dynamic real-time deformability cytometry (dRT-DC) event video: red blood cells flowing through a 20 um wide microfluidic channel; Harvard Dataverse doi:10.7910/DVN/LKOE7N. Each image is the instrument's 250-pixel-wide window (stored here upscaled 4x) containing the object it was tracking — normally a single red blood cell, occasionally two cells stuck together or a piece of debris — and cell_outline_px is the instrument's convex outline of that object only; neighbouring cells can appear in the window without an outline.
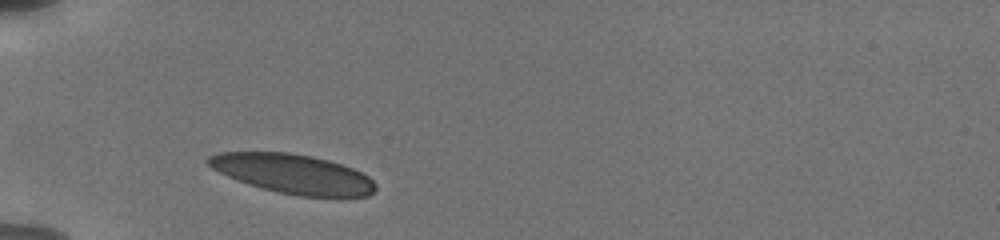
{"species": "human", "species_latin": "Homo sapiens", "temperature_condition": "cold", "stored_images_in_passage": 25, "camera_frame_rate_fps": 3000, "um_per_image_px": 0.085, "donor": {"sex": "male"}, "frame": {"image": 1, "passage_image": 1, "time_ms": 0.0, "image_size_px": [1000, 240], "cell_outline_px": [[376, 188], [368, 196], [300, 196], [276, 192], [248, 184], [236, 180], [212, 168], [204, 160], [208, 156], [216, 152], [288, 152], [312, 156], [328, 160], [352, 168], [368, 176], [376, 184]], "centroid_in_image_um": [24.86, 14.77], "position_along_channel_um": 60.1, "area_um2": 38.26}}
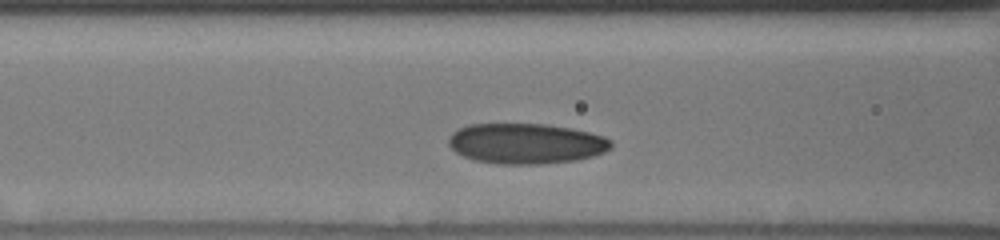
{"frame": {"image": 2, "passage_image": 13, "time_ms": 2.0, "image_size_px": [1000, 240], "cell_outline_px": [[612, 148], [604, 152], [592, 156], [576, 160], [544, 164], [500, 164], [476, 160], [464, 156], [456, 152], [448, 144], [448, 136], [452, 132], [468, 124], [548, 124], [588, 132], [604, 136], [612, 140]], "centroid_in_image_um": [44.71, 12.2], "position_along_channel_um": 121.9, "area_um2": 38.32}}